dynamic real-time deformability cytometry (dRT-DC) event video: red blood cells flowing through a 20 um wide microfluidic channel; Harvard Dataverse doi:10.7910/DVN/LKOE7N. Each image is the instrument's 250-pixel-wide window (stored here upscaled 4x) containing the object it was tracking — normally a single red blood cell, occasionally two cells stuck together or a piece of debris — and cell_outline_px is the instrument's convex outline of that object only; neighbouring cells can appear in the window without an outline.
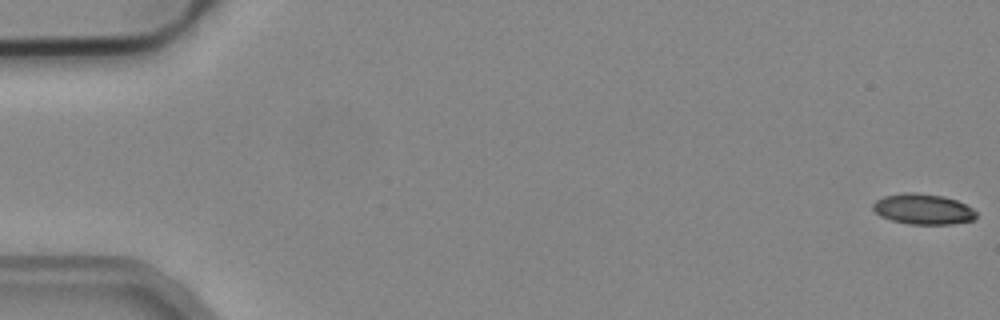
{"species": "common noctule bat (a hibernating species)", "species_latin": "Nyctalus noctula", "temperature_condition": "cold", "stored_images_in_passage": 53, "camera_frame_rate_fps": 3000, "um_per_image_px": 0.085, "animal": {"sex": "male", "body_mass_g": 19.2, "forearm_length_mm": 51.8}, "frame": {"image": 1, "passage_image": 1, "time_ms": 0.0, "image_size_px": [1000, 320], "cell_outline_px": [[976, 216], [972, 220], [952, 224], [908, 224], [892, 220], [880, 216], [872, 208], [872, 204], [876, 200], [884, 196], [904, 192], [912, 192], [944, 196], [956, 200], [972, 208], [976, 212]], "centroid_in_image_um": [78.44, 17.77], "position_along_channel_um": 6.6, "area_um2": 18.32}}
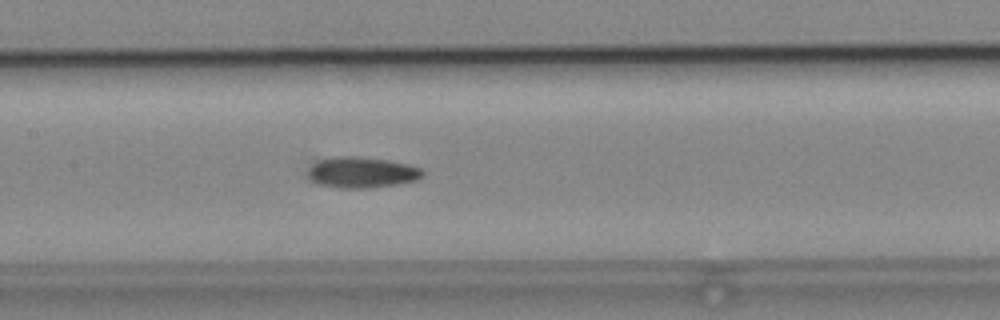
{"frame": {"image": 2, "passage_image": 26, "time_ms": 8.333, "image_size_px": [1000, 320], "cell_outline_px": [[424, 176], [416, 180], [396, 184], [368, 188], [340, 188], [320, 184], [312, 180], [308, 176], [308, 168], [312, 164], [320, 160], [332, 156], [356, 156], [388, 160], [408, 164], [420, 168], [424, 172]], "centroid_in_image_um": [30.75, 14.64], "position_along_channel_um": 176.7, "area_um2": 20.63}}
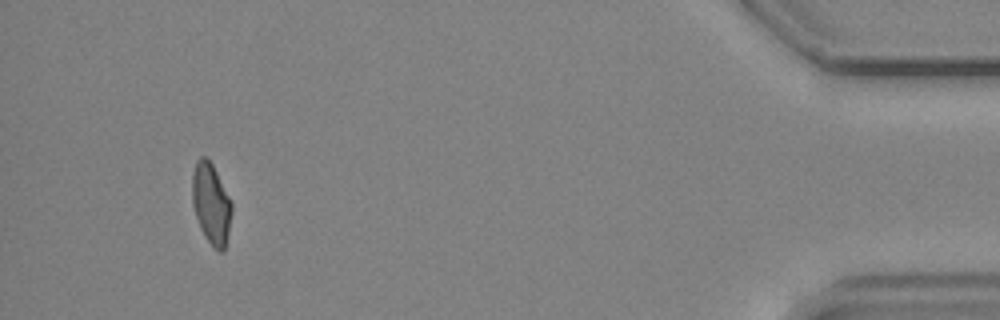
{"frame": {"image": 3, "passage_image": 50, "time_ms": 16.333, "image_size_px": [1000, 320], "cell_outline_px": [[232, 212], [224, 252], [220, 252], [212, 248], [204, 236], [200, 228], [192, 204], [192, 172], [196, 160], [200, 156], [204, 156], [212, 164], [232, 204]], "centroid_in_image_um": [17.92, 17.34], "position_along_channel_um": 417.3, "area_um2": 18.61}, "authors_computed_cell_mechanics": {"area_um2": 19.3052, "velocity_mm_per_s": 3.9214, "shape_relaxation_time_tau1_ms": null, "shape_relaxation_time_tau2_ms": 3.0389, "deformation_change_tau1": null, "deformation_change_tau2": 0.0813}}